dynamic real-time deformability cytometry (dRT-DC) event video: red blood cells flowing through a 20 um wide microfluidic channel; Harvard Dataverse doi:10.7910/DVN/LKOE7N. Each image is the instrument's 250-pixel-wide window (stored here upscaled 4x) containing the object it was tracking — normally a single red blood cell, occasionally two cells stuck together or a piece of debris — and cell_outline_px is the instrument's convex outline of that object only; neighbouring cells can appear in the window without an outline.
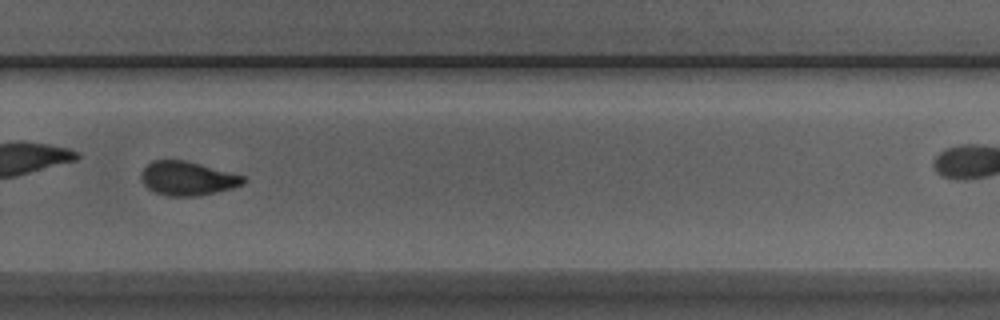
{"species": "Egyptian fruit bat (a non-hibernating species)", "species_latin": "Rousettus aegyptiacus", "temperature_condition": "room temperature", "stored_images_in_passage": 26, "camera_frame_rate_fps": 3000, "um_per_image_px": 0.085, "animal": {"sex": "male"}, "frame": {"image": 1, "passage_image": 19, "time_ms": 6.0, "image_size_px": [1000, 320], "cell_outline_px": [[244, 184], [232, 188], [216, 192], [196, 196], [168, 196], [156, 192], [148, 188], [140, 180], [140, 172], [152, 160], [184, 160], [200, 164], [244, 176]], "centroid_in_image_um": [15.9, 15.16], "position_along_channel_um": 313.9, "area_um2": 20.06}}